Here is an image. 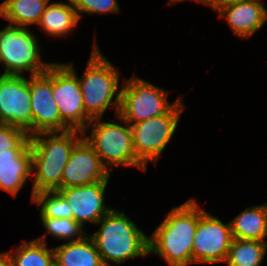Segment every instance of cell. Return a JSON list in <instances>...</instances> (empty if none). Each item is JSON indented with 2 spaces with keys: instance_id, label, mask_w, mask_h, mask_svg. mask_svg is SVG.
I'll list each match as a JSON object with an SVG mask.
<instances>
[{
  "instance_id": "obj_25",
  "label": "cell",
  "mask_w": 267,
  "mask_h": 266,
  "mask_svg": "<svg viewBox=\"0 0 267 266\" xmlns=\"http://www.w3.org/2000/svg\"><path fill=\"white\" fill-rule=\"evenodd\" d=\"M30 135L27 131L8 124L0 123V153L8 149H28Z\"/></svg>"
},
{
  "instance_id": "obj_27",
  "label": "cell",
  "mask_w": 267,
  "mask_h": 266,
  "mask_svg": "<svg viewBox=\"0 0 267 266\" xmlns=\"http://www.w3.org/2000/svg\"><path fill=\"white\" fill-rule=\"evenodd\" d=\"M239 0H212V9L218 11L221 8L238 2Z\"/></svg>"
},
{
  "instance_id": "obj_2",
  "label": "cell",
  "mask_w": 267,
  "mask_h": 266,
  "mask_svg": "<svg viewBox=\"0 0 267 266\" xmlns=\"http://www.w3.org/2000/svg\"><path fill=\"white\" fill-rule=\"evenodd\" d=\"M83 138V132L38 133L30 136L32 149L33 194L41 191H58L61 179L74 146Z\"/></svg>"
},
{
  "instance_id": "obj_19",
  "label": "cell",
  "mask_w": 267,
  "mask_h": 266,
  "mask_svg": "<svg viewBox=\"0 0 267 266\" xmlns=\"http://www.w3.org/2000/svg\"><path fill=\"white\" fill-rule=\"evenodd\" d=\"M229 223L233 238L267 242V203L247 207Z\"/></svg>"
},
{
  "instance_id": "obj_29",
  "label": "cell",
  "mask_w": 267,
  "mask_h": 266,
  "mask_svg": "<svg viewBox=\"0 0 267 266\" xmlns=\"http://www.w3.org/2000/svg\"><path fill=\"white\" fill-rule=\"evenodd\" d=\"M182 1H184V0H169L168 4L170 3V4L173 5L175 3L182 2ZM187 1L199 2V3L203 4V5H206V6L210 7V8H212V0H187Z\"/></svg>"
},
{
  "instance_id": "obj_12",
  "label": "cell",
  "mask_w": 267,
  "mask_h": 266,
  "mask_svg": "<svg viewBox=\"0 0 267 266\" xmlns=\"http://www.w3.org/2000/svg\"><path fill=\"white\" fill-rule=\"evenodd\" d=\"M32 135L65 132L70 129L62 122L52 94V65L45 73L30 76Z\"/></svg>"
},
{
  "instance_id": "obj_18",
  "label": "cell",
  "mask_w": 267,
  "mask_h": 266,
  "mask_svg": "<svg viewBox=\"0 0 267 266\" xmlns=\"http://www.w3.org/2000/svg\"><path fill=\"white\" fill-rule=\"evenodd\" d=\"M67 3L52 2L46 7L38 23L46 35L62 38L69 35L79 24V17L71 0Z\"/></svg>"
},
{
  "instance_id": "obj_22",
  "label": "cell",
  "mask_w": 267,
  "mask_h": 266,
  "mask_svg": "<svg viewBox=\"0 0 267 266\" xmlns=\"http://www.w3.org/2000/svg\"><path fill=\"white\" fill-rule=\"evenodd\" d=\"M267 251V242L233 238L226 258L227 266H260Z\"/></svg>"
},
{
  "instance_id": "obj_4",
  "label": "cell",
  "mask_w": 267,
  "mask_h": 266,
  "mask_svg": "<svg viewBox=\"0 0 267 266\" xmlns=\"http://www.w3.org/2000/svg\"><path fill=\"white\" fill-rule=\"evenodd\" d=\"M93 43L91 56L88 59L83 76H77L85 113L91 120L102 118L105 111L110 107H113L116 115H118L121 105V87L119 89L121 75L116 67L101 53L96 39L93 40Z\"/></svg>"
},
{
  "instance_id": "obj_6",
  "label": "cell",
  "mask_w": 267,
  "mask_h": 266,
  "mask_svg": "<svg viewBox=\"0 0 267 266\" xmlns=\"http://www.w3.org/2000/svg\"><path fill=\"white\" fill-rule=\"evenodd\" d=\"M40 42L30 29L7 24L0 30V62L4 72L1 75L30 76L45 73L53 64L42 62Z\"/></svg>"
},
{
  "instance_id": "obj_21",
  "label": "cell",
  "mask_w": 267,
  "mask_h": 266,
  "mask_svg": "<svg viewBox=\"0 0 267 266\" xmlns=\"http://www.w3.org/2000/svg\"><path fill=\"white\" fill-rule=\"evenodd\" d=\"M46 236L37 239L21 242L16 248V255L13 250L8 251L15 266H53V247L48 248Z\"/></svg>"
},
{
  "instance_id": "obj_24",
  "label": "cell",
  "mask_w": 267,
  "mask_h": 266,
  "mask_svg": "<svg viewBox=\"0 0 267 266\" xmlns=\"http://www.w3.org/2000/svg\"><path fill=\"white\" fill-rule=\"evenodd\" d=\"M48 234L65 241H78L87 234L74 219L39 217ZM77 236V237H76ZM75 237V238H74Z\"/></svg>"
},
{
  "instance_id": "obj_26",
  "label": "cell",
  "mask_w": 267,
  "mask_h": 266,
  "mask_svg": "<svg viewBox=\"0 0 267 266\" xmlns=\"http://www.w3.org/2000/svg\"><path fill=\"white\" fill-rule=\"evenodd\" d=\"M77 11L79 19L81 13L85 14H108L119 13L120 7L117 0H71Z\"/></svg>"
},
{
  "instance_id": "obj_16",
  "label": "cell",
  "mask_w": 267,
  "mask_h": 266,
  "mask_svg": "<svg viewBox=\"0 0 267 266\" xmlns=\"http://www.w3.org/2000/svg\"><path fill=\"white\" fill-rule=\"evenodd\" d=\"M32 175V149H8L0 153V189L14 198Z\"/></svg>"
},
{
  "instance_id": "obj_1",
  "label": "cell",
  "mask_w": 267,
  "mask_h": 266,
  "mask_svg": "<svg viewBox=\"0 0 267 266\" xmlns=\"http://www.w3.org/2000/svg\"><path fill=\"white\" fill-rule=\"evenodd\" d=\"M201 208L190 198L173 207L149 236V255H159L168 266H188L192 263V244Z\"/></svg>"
},
{
  "instance_id": "obj_3",
  "label": "cell",
  "mask_w": 267,
  "mask_h": 266,
  "mask_svg": "<svg viewBox=\"0 0 267 266\" xmlns=\"http://www.w3.org/2000/svg\"><path fill=\"white\" fill-rule=\"evenodd\" d=\"M96 224L99 230L89 235L104 266H117L129 259L149 255V236L123 211L112 208Z\"/></svg>"
},
{
  "instance_id": "obj_8",
  "label": "cell",
  "mask_w": 267,
  "mask_h": 266,
  "mask_svg": "<svg viewBox=\"0 0 267 266\" xmlns=\"http://www.w3.org/2000/svg\"><path fill=\"white\" fill-rule=\"evenodd\" d=\"M183 102L181 99L166 114L130 125L136 157L146 168L149 161L156 165L161 153L173 138L185 110Z\"/></svg>"
},
{
  "instance_id": "obj_17",
  "label": "cell",
  "mask_w": 267,
  "mask_h": 266,
  "mask_svg": "<svg viewBox=\"0 0 267 266\" xmlns=\"http://www.w3.org/2000/svg\"><path fill=\"white\" fill-rule=\"evenodd\" d=\"M57 266H104L94 242L87 234L81 240L53 247Z\"/></svg>"
},
{
  "instance_id": "obj_20",
  "label": "cell",
  "mask_w": 267,
  "mask_h": 266,
  "mask_svg": "<svg viewBox=\"0 0 267 266\" xmlns=\"http://www.w3.org/2000/svg\"><path fill=\"white\" fill-rule=\"evenodd\" d=\"M50 0H4L0 16L10 25L25 27L39 23Z\"/></svg>"
},
{
  "instance_id": "obj_9",
  "label": "cell",
  "mask_w": 267,
  "mask_h": 266,
  "mask_svg": "<svg viewBox=\"0 0 267 266\" xmlns=\"http://www.w3.org/2000/svg\"><path fill=\"white\" fill-rule=\"evenodd\" d=\"M52 94L62 122L84 132L91 119L86 115L77 73L72 63L52 64Z\"/></svg>"
},
{
  "instance_id": "obj_11",
  "label": "cell",
  "mask_w": 267,
  "mask_h": 266,
  "mask_svg": "<svg viewBox=\"0 0 267 266\" xmlns=\"http://www.w3.org/2000/svg\"><path fill=\"white\" fill-rule=\"evenodd\" d=\"M0 123L19 127L32 136L30 83L24 75H0Z\"/></svg>"
},
{
  "instance_id": "obj_15",
  "label": "cell",
  "mask_w": 267,
  "mask_h": 266,
  "mask_svg": "<svg viewBox=\"0 0 267 266\" xmlns=\"http://www.w3.org/2000/svg\"><path fill=\"white\" fill-rule=\"evenodd\" d=\"M263 0H239L217 11L224 18L233 33L248 39L263 27L267 21V8Z\"/></svg>"
},
{
  "instance_id": "obj_7",
  "label": "cell",
  "mask_w": 267,
  "mask_h": 266,
  "mask_svg": "<svg viewBox=\"0 0 267 266\" xmlns=\"http://www.w3.org/2000/svg\"><path fill=\"white\" fill-rule=\"evenodd\" d=\"M168 91L133 75L121 86L119 116L129 125L168 113L181 99L168 101Z\"/></svg>"
},
{
  "instance_id": "obj_10",
  "label": "cell",
  "mask_w": 267,
  "mask_h": 266,
  "mask_svg": "<svg viewBox=\"0 0 267 266\" xmlns=\"http://www.w3.org/2000/svg\"><path fill=\"white\" fill-rule=\"evenodd\" d=\"M232 240L230 223H223L218 217L201 209L192 244V263L225 262Z\"/></svg>"
},
{
  "instance_id": "obj_13",
  "label": "cell",
  "mask_w": 267,
  "mask_h": 266,
  "mask_svg": "<svg viewBox=\"0 0 267 266\" xmlns=\"http://www.w3.org/2000/svg\"><path fill=\"white\" fill-rule=\"evenodd\" d=\"M111 172L84 137L74 146L63 169L61 189L108 181Z\"/></svg>"
},
{
  "instance_id": "obj_5",
  "label": "cell",
  "mask_w": 267,
  "mask_h": 266,
  "mask_svg": "<svg viewBox=\"0 0 267 266\" xmlns=\"http://www.w3.org/2000/svg\"><path fill=\"white\" fill-rule=\"evenodd\" d=\"M116 118L121 120L123 125L113 120L104 122L102 118L91 120L83 132L84 139L110 172L114 166H132L146 172L147 168L136 157L131 126L119 115H116ZM88 129H91V132L87 136Z\"/></svg>"
},
{
  "instance_id": "obj_14",
  "label": "cell",
  "mask_w": 267,
  "mask_h": 266,
  "mask_svg": "<svg viewBox=\"0 0 267 266\" xmlns=\"http://www.w3.org/2000/svg\"><path fill=\"white\" fill-rule=\"evenodd\" d=\"M107 184L108 181H100L58 190L68 202L73 219L83 228L87 222L96 224L112 209L104 201Z\"/></svg>"
},
{
  "instance_id": "obj_28",
  "label": "cell",
  "mask_w": 267,
  "mask_h": 266,
  "mask_svg": "<svg viewBox=\"0 0 267 266\" xmlns=\"http://www.w3.org/2000/svg\"><path fill=\"white\" fill-rule=\"evenodd\" d=\"M0 266H15L8 252L0 253Z\"/></svg>"
},
{
  "instance_id": "obj_23",
  "label": "cell",
  "mask_w": 267,
  "mask_h": 266,
  "mask_svg": "<svg viewBox=\"0 0 267 266\" xmlns=\"http://www.w3.org/2000/svg\"><path fill=\"white\" fill-rule=\"evenodd\" d=\"M38 204L39 217L73 219V212L59 191H41L33 194L32 201Z\"/></svg>"
}]
</instances>
